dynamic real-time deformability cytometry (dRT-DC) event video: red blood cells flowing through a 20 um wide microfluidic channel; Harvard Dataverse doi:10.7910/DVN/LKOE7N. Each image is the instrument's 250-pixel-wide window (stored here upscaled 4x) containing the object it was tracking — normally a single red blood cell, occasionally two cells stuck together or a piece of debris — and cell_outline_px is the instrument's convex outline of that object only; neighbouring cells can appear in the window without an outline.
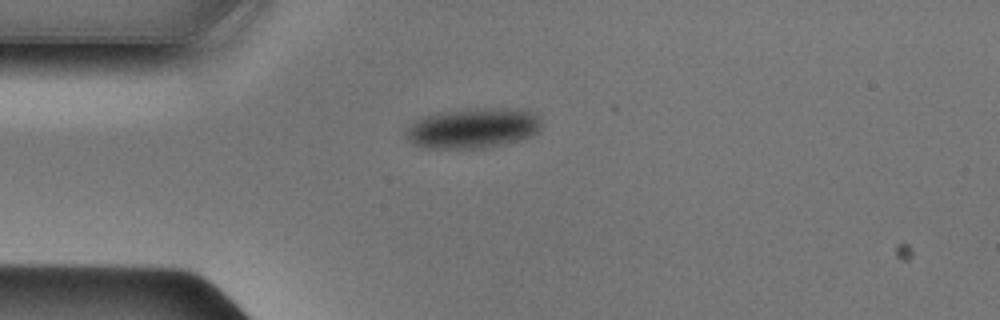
{"species": "Egyptian fruit bat (a non-hibernating species)", "species_latin": "Rousettus aegyptiacus", "temperature_condition": "cold", "stored_images_in_passage": 38, "camera_frame_rate_fps": 3000, "um_per_image_px": 0.085, "animal": {"sex": "male"}, "frame": {"image": 1, "passage_image": 1, "time_ms": 0.0, "image_size_px": [1000, 320], "cell_outline_px": [[540, 128], [536, 132], [528, 136], [516, 140], [500, 144], [476, 148], [428, 148], [412, 144], [408, 140], [404, 132], [412, 124], [424, 116], [444, 112], [476, 108], [508, 108], [532, 112], [540, 120]], "centroid_in_image_um": [40.15, 10.89], "position_along_channel_um": 44.8, "area_um2": 30.98}}
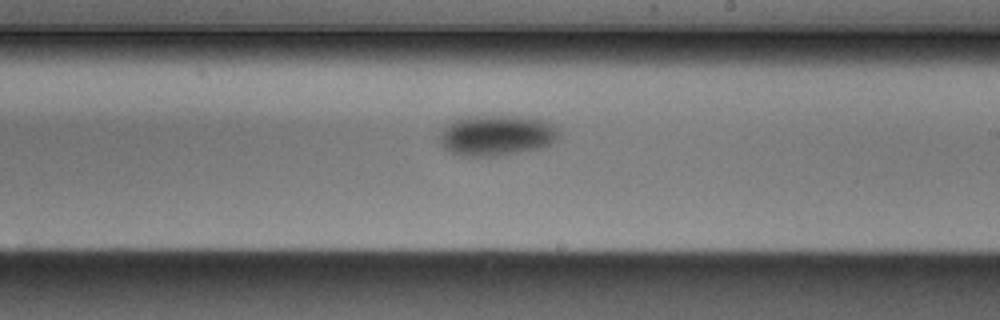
{"frame": {"image": 2, "passage_image": 17, "time_ms": 5.333, "image_size_px": [1000, 320], "cell_outline_px": [[560, 136], [556, 140], [540, 148], [496, 156], [460, 156], [444, 148], [440, 144], [440, 136], [444, 128], [452, 120], [464, 116], [528, 116], [544, 120], [552, 124], [560, 132]], "centroid_in_image_um": [42.21, 11.49], "position_along_channel_um": 246.8, "area_um2": 28.38}}
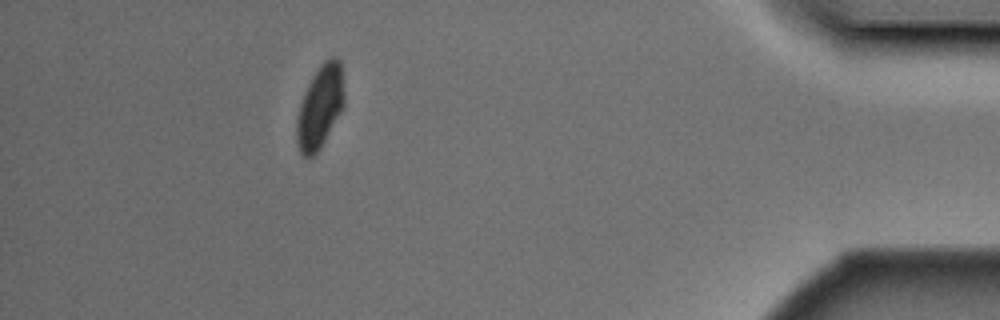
{"frame": {"image": 3, "passage_image": 33, "time_ms": 10.667, "image_size_px": [1000, 320], "cell_outline_px": [[344, 104], [340, 112], [320, 148], [312, 156], [304, 156], [300, 152], [296, 140], [296, 120], [300, 104], [304, 92], [312, 76], [320, 64], [324, 60], [332, 56], [336, 56], [340, 60], [344, 96]], "centroid_in_image_um": [27.19, 9.04], "position_along_channel_um": 408.0, "area_um2": 22.72}}